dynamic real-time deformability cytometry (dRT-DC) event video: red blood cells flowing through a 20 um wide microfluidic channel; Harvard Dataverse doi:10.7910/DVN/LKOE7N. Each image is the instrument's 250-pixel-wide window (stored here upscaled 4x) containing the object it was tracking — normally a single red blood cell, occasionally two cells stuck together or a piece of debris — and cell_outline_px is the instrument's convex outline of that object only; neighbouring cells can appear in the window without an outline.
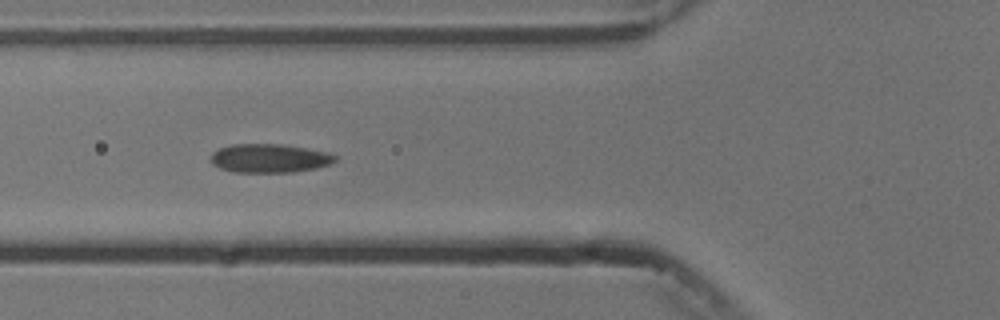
{"species": "common noctule bat (a hibernating species)", "species_latin": "Nyctalus noctula", "temperature_condition": "cold", "stored_images_in_passage": 9, "camera_frame_rate_fps": 3000, "um_per_image_px": 0.085, "animal": {"sex": "male", "body_mass_g": 13.3}, "frame": {"image": 1, "passage_image": 6, "time_ms": 5.667, "image_size_px": [1000, 320], "cell_outline_px": [[336, 160], [328, 164], [316, 168], [292, 172], [236, 172], [220, 168], [212, 164], [212, 152], [220, 148], [232, 144], [280, 144], [308, 148], [328, 152], [336, 156]], "centroid_in_image_um": [22.91, 13.45], "position_along_channel_um": 102.9, "area_um2": 20.69}}
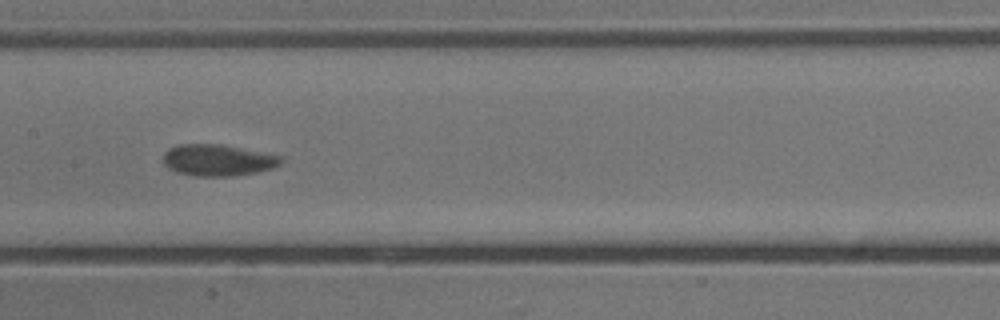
{"frame": {"image": 2, "passage_image": 8, "time_ms": 8.0, "image_size_px": [1000, 320], "cell_outline_px": [[284, 160], [280, 164], [272, 168], [256, 172], [232, 176], [196, 176], [176, 172], [168, 168], [164, 164], [164, 152], [168, 148], [180, 144], [220, 144], [280, 156]], "centroid_in_image_um": [18.48, 13.61], "position_along_channel_um": 188.9, "area_um2": 21.44}}
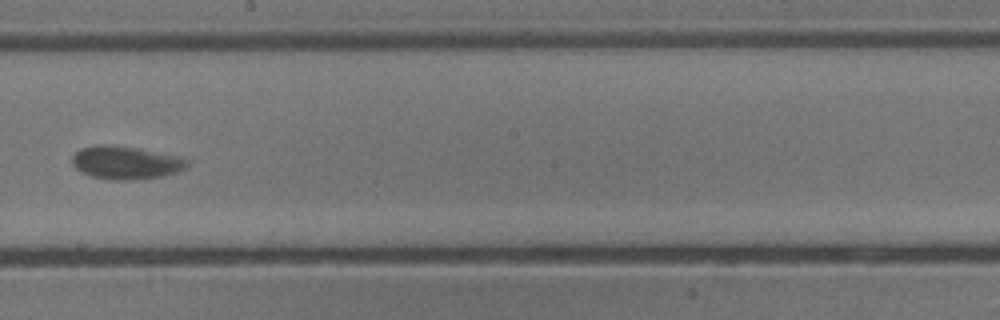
{"frame": {"image": 3, "passage_image": 9, "time_ms": 9.333, "image_size_px": [1000, 320], "cell_outline_px": [[188, 164], [180, 172], [160, 176], [136, 180], [112, 180], [92, 176], [80, 172], [72, 164], [72, 156], [80, 148], [100, 144], [140, 148], [180, 156], [188, 160]], "centroid_in_image_um": [10.7, 13.82], "position_along_channel_um": 237.5, "area_um2": 22.31}}